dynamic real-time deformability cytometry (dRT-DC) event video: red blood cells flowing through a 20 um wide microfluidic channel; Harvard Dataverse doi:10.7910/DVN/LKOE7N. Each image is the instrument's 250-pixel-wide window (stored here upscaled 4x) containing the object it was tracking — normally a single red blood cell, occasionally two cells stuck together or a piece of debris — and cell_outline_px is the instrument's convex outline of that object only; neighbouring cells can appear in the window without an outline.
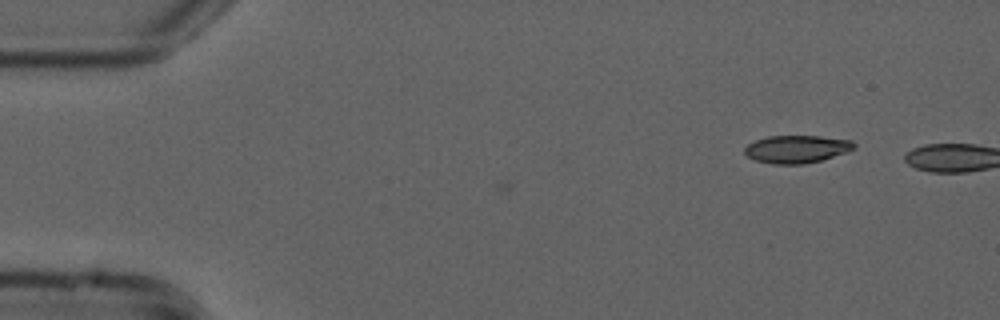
{"species": "common noctule bat (a hibernating species)", "species_latin": "Nyctalus noctula", "temperature_condition": "cold", "stored_images_in_passage": 7, "camera_frame_rate_fps": 3000, "um_per_image_px": 0.085, "animal": {"sex": "male", "forearm_length_mm": 52.5}, "frame": {"image": 1, "passage_image": 7, "time_ms": 2.0, "image_size_px": [1000, 320], "cell_outline_px": [[856, 148], [848, 152], [820, 160], [804, 164], [772, 164], [756, 160], [748, 156], [744, 152], [744, 148], [748, 144], [756, 140], [768, 136], [820, 136], [852, 140], [856, 144]], "centroid_in_image_um": [67.75, 12.67], "position_along_channel_um": 17.3, "area_um2": 17.69}}